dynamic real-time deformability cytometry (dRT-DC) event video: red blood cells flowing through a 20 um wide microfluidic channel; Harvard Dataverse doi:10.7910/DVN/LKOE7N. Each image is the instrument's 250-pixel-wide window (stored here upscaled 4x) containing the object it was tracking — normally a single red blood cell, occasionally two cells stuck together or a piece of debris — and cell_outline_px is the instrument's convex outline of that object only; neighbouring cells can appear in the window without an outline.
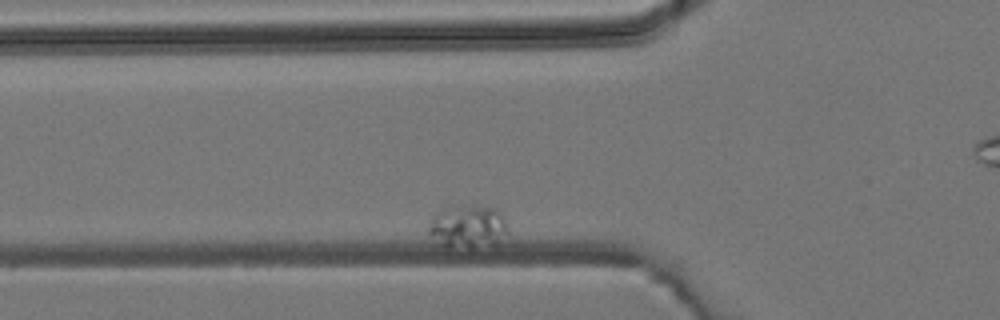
{"species": "common noctule bat (a hibernating species)", "species_latin": "Nyctalus noctula", "temperature_condition": "room temperature", "stored_images_in_passage": 19, "camera_frame_rate_fps": 3000, "um_per_image_px": 0.085, "animal": {"sex": "male", "body_mass_g": 19.2, "forearm_length_mm": 51.8}, "frame": {"image": 1, "passage_image": 4, "time_ms": 3.667, "image_size_px": [1000, 320], "cell_outline_px": [[508, 232], [496, 244], [472, 252], [448, 248], [440, 244], [428, 232], [428, 224], [432, 216], [440, 208], [448, 204], [472, 204], [496, 208], [504, 216], [508, 224]], "centroid_in_image_um": [39.76, 19.27], "position_along_channel_um": 86.0, "area_um2": 21.62}}
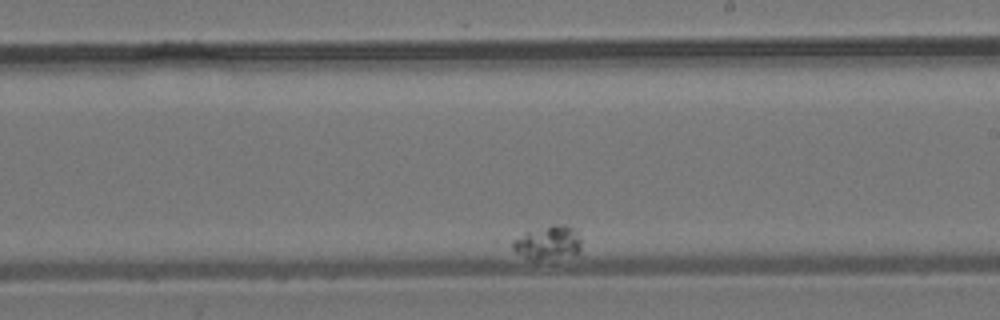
{"frame": {"image": 2, "passage_image": 13, "time_ms": 14.667, "image_size_px": [1000, 320], "cell_outline_px": [[580, 256], [536, 260], [524, 256], [516, 252], [512, 248], [512, 240], [528, 232], [552, 224], [568, 224], [580, 236]], "centroid_in_image_um": [46.65, 20.64], "position_along_channel_um": 242.4, "area_um2": 13.64}}
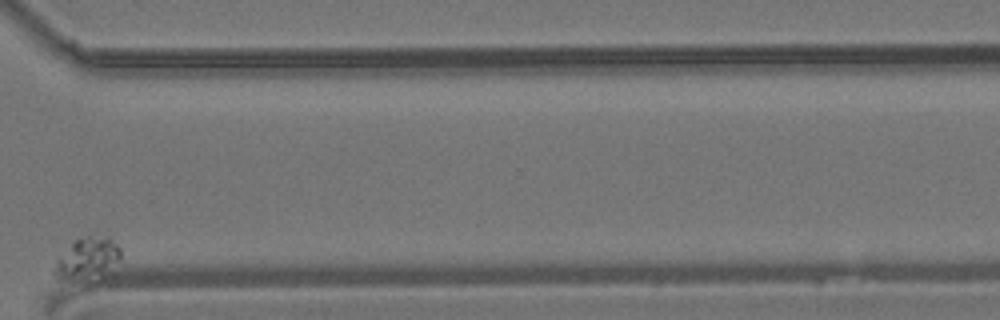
{"frame": {"image": 3, "passage_image": 19, "time_ms": 21.667, "image_size_px": [1000, 320], "cell_outline_px": [[120, 256], [116, 260], [100, 272], [72, 280], [56, 280], [52, 276], [52, 268], [56, 260], [76, 240], [84, 236], [108, 236], [120, 248]], "centroid_in_image_um": [7.29, 21.92], "position_along_channel_um": 363.3, "area_um2": 15.03}}